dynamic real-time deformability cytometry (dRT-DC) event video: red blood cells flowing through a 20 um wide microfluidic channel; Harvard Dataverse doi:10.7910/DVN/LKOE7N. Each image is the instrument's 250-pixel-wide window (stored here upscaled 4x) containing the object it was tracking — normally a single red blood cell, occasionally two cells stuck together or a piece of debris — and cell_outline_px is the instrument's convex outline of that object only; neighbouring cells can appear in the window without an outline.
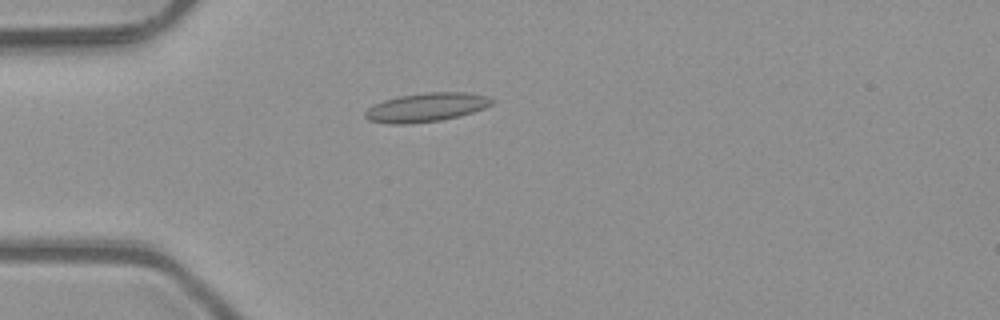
{"species": "common noctule bat (a hibernating species)", "species_latin": "Nyctalus noctula", "temperature_condition": "room temperature", "stored_images_in_passage": 38, "camera_frame_rate_fps": 3000, "um_per_image_px": 0.085, "animal": {"sex": "male", "body_mass_g": 23.1, "forearm_length_mm": 52.7}, "frame": {"image": 1, "passage_image": 1, "time_ms": 0.0, "image_size_px": [1000, 320], "cell_outline_px": [[496, 100], [492, 104], [484, 108], [460, 116], [440, 120], [412, 124], [388, 124], [368, 120], [364, 116], [364, 112], [372, 104], [396, 96], [428, 92], [464, 92], [488, 96]], "centroid_in_image_um": [36.21, 9.12], "position_along_channel_um": 48.8, "area_um2": 21.56}}
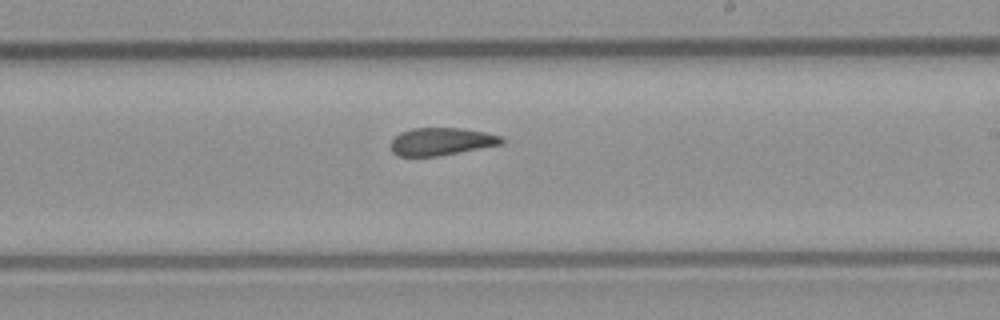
{"frame": {"image": 2, "passage_image": 17, "time_ms": 5.333, "image_size_px": [1000, 320], "cell_outline_px": [[504, 144], [436, 156], [400, 156], [392, 152], [392, 140], [400, 132], [412, 128], [464, 128], [504, 136]], "centroid_in_image_um": [37.56, 12.02], "position_along_channel_um": 251.4, "area_um2": 17.8}}
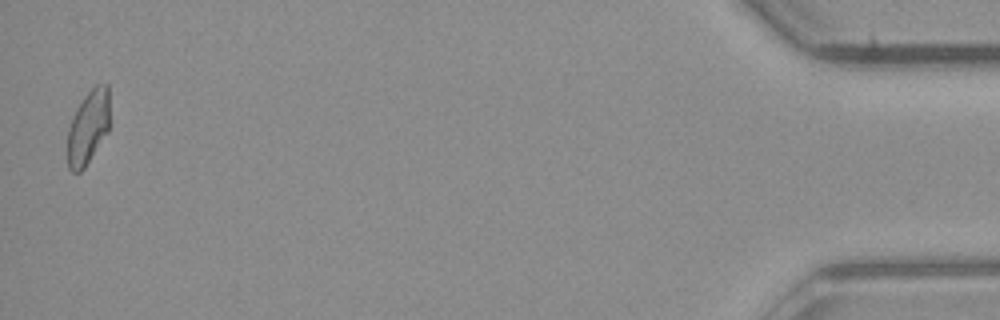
{"frame": {"image": 3, "passage_image": 37, "time_ms": 12.0, "image_size_px": [1000, 320], "cell_outline_px": [[108, 132], [84, 168], [80, 172], [72, 172], [68, 168], [68, 128], [84, 96], [96, 84], [108, 84]], "centroid_in_image_um": [7.49, 10.84], "position_along_channel_um": 427.7, "area_um2": 17.74}, "authors_computed_cell_mechanics": {"area_um2": 18.6116, "velocity_mm_per_s": 4.0722, "shape_relaxation_time_tau1_ms": null, "shape_relaxation_time_tau2_ms": 2.8689, "deformation_change_tau1": null, "deformation_change_tau2": 0.1003}}